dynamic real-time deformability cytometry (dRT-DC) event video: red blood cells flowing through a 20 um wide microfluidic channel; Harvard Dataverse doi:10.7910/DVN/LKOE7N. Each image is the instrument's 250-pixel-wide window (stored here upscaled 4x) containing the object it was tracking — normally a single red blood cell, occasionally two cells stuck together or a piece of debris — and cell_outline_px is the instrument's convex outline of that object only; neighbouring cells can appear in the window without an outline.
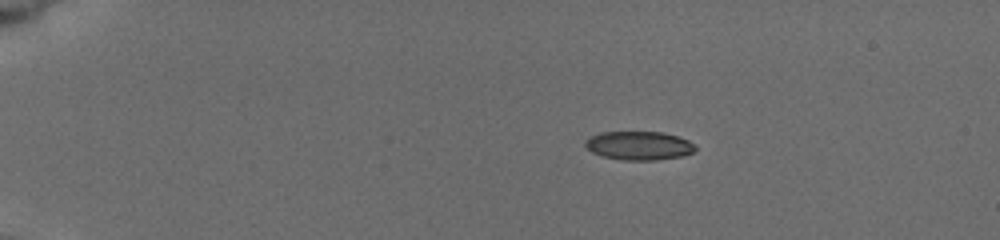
{"species": "common noctule bat (a hibernating species)", "species_latin": "Nyctalus noctula", "temperature_condition": "cold", "stored_images_in_passage": 6, "camera_frame_rate_fps": 3000, "um_per_image_px": 0.085, "animal": {"sex": "female", "body_mass_g": 19.5, "forearm_length_mm": 54.1}, "frame": {"image": 1, "passage_image": 3, "time_ms": 2.333, "image_size_px": [1000, 240], "cell_outline_px": [[696, 148], [692, 152], [680, 156], [656, 160], [624, 160], [600, 156], [592, 152], [584, 144], [584, 140], [600, 132], [660, 132], [676, 136], [688, 140], [696, 144]], "centroid_in_image_um": [54.29, 12.38], "position_along_channel_um": 30.7, "area_um2": 18.32}}